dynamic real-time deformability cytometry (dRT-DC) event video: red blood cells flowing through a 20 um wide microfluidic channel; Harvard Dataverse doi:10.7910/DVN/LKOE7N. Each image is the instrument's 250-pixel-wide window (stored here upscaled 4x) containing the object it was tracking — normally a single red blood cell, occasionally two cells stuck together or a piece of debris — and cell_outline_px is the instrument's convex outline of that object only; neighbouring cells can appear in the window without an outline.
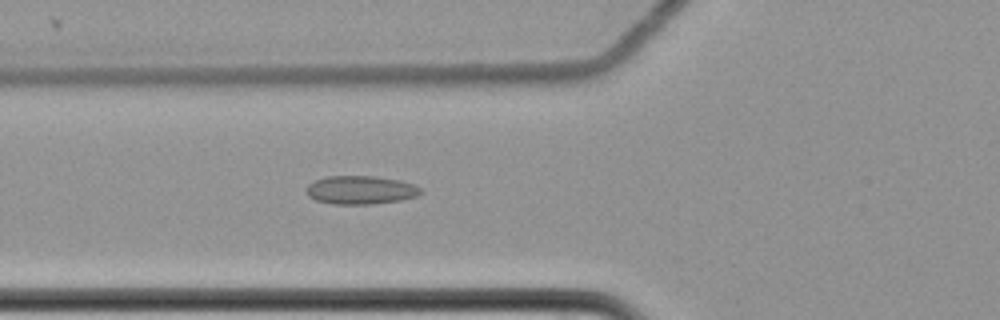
{"species": "common noctule bat (a hibernating species)", "species_latin": "Nyctalus noctula", "temperature_condition": "cold", "stored_images_in_passage": 6, "camera_frame_rate_fps": 3000, "um_per_image_px": 0.085, "animal": {"sex": "female", "body_mass_g": 22.7, "forearm_length_mm": 54.2}, "frame": {"image": 1, "passage_image": 6, "time_ms": 1.667, "image_size_px": [1000, 320], "cell_outline_px": [[420, 192], [416, 196], [400, 200], [372, 204], [332, 204], [316, 200], [308, 196], [304, 188], [308, 184], [316, 180], [328, 176], [376, 176], [400, 180], [412, 184], [420, 188]], "centroid_in_image_um": [30.6, 16.15], "position_along_channel_um": 95.2, "area_um2": 18.9}}